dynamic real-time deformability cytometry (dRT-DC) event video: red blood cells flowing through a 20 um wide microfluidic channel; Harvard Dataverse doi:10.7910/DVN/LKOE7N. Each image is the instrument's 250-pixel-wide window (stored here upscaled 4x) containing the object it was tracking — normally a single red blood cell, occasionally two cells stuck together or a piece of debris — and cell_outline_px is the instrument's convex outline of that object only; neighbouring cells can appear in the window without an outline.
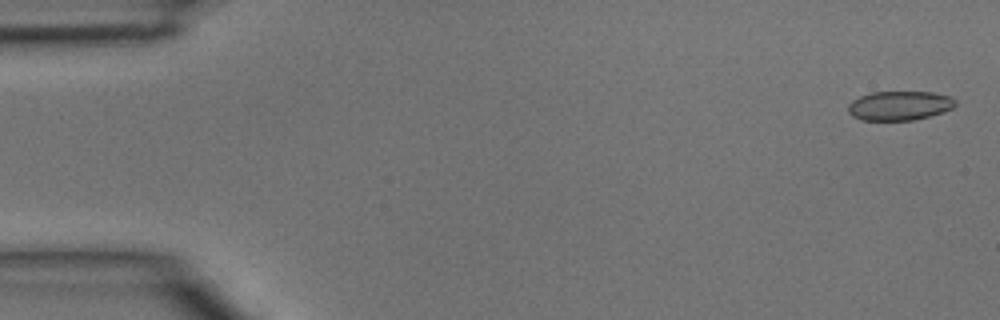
{"species": "common noctule bat (a hibernating species)", "species_latin": "Nyctalus noctula", "temperature_condition": "room temperature", "stored_images_in_passage": 4, "camera_frame_rate_fps": 3000, "um_per_image_px": 0.085, "animal": {"sex": "male", "body_mass_g": 15.6}, "frame": {"image": 1, "passage_image": 1, "time_ms": 0.0, "image_size_px": [1000, 320], "cell_outline_px": [[956, 104], [952, 108], [928, 116], [912, 120], [860, 120], [852, 116], [848, 112], [848, 104], [852, 100], [860, 96], [872, 92], [932, 92], [952, 96], [956, 100]], "centroid_in_image_um": [76.43, 8.97], "position_along_channel_um": 8.6, "area_um2": 18.26}}
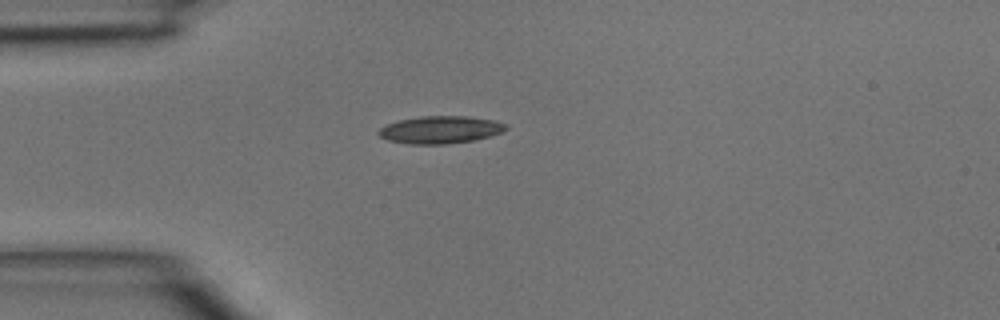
{"frame": {"image": 2, "passage_image": 4, "time_ms": 1.0, "image_size_px": [1000, 320], "cell_outline_px": [[508, 128], [500, 132], [476, 140], [448, 144], [408, 144], [388, 140], [380, 136], [376, 132], [380, 128], [388, 124], [400, 120], [420, 116], [468, 116], [492, 120], [508, 124]], "centroid_in_image_um": [37.43, 11.03], "position_along_channel_um": 47.6, "area_um2": 20.35}}